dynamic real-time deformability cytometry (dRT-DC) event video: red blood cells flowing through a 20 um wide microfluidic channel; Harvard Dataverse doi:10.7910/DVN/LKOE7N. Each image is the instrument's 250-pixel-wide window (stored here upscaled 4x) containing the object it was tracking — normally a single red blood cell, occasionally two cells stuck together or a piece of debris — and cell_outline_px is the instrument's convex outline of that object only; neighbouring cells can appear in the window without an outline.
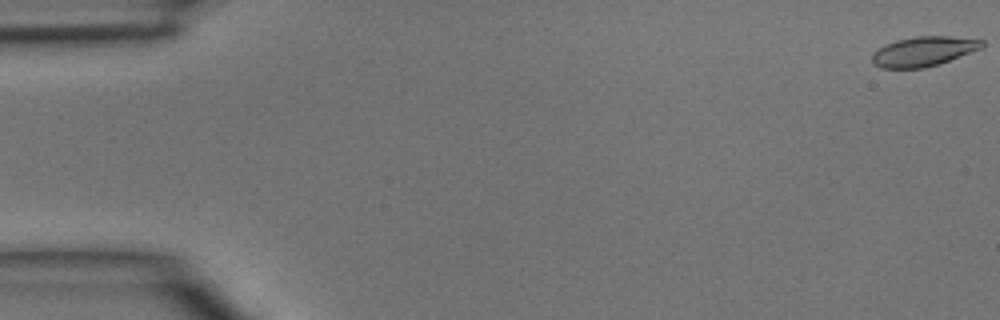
{"species": "common noctule bat (a hibernating species)", "species_latin": "Nyctalus noctula", "temperature_condition": "room temperature", "stored_images_in_passage": 45, "camera_frame_rate_fps": 3000, "um_per_image_px": 0.085, "animal": {"sex": "male", "body_mass_g": 15.6}, "frame": {"image": 1, "passage_image": 1, "time_ms": 0.0, "image_size_px": [1000, 320], "cell_outline_px": [[984, 48], [940, 64], [924, 68], [880, 68], [872, 60], [872, 52], [884, 44], [896, 40], [916, 36], [948, 36], [984, 40]], "centroid_in_image_um": [78.53, 4.36], "position_along_channel_um": 6.5, "area_um2": 19.25}}
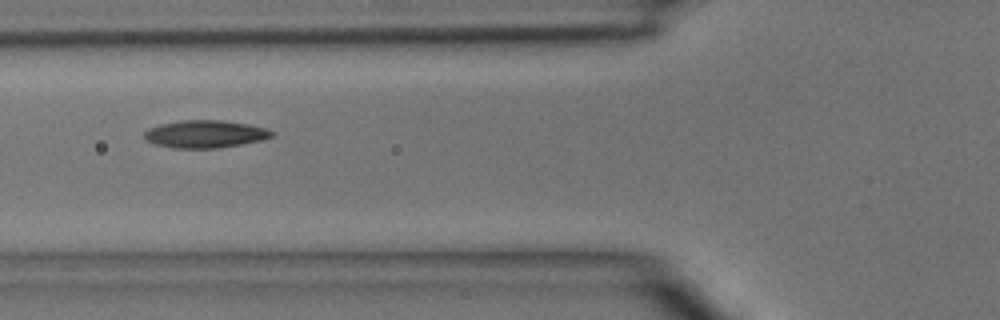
{"frame": {"image": 2, "passage_image": 18, "time_ms": 5.667, "image_size_px": [1000, 320], "cell_outline_px": [[272, 136], [264, 140], [216, 148], [172, 148], [156, 144], [144, 140], [144, 132], [148, 128], [160, 124], [180, 120], [224, 120], [248, 124], [264, 128], [272, 132]], "centroid_in_image_um": [17.39, 11.39], "position_along_channel_um": 108.4, "area_um2": 20.46}}
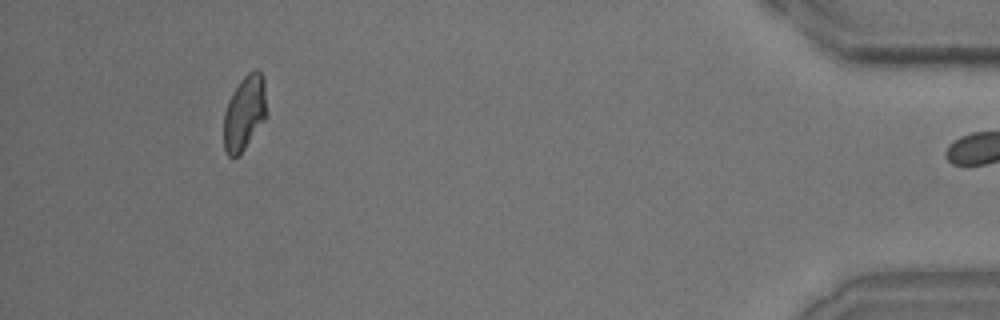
{"frame": {"image": 3, "passage_image": 44, "time_ms": 14.333, "image_size_px": [1000, 320], "cell_outline_px": [[268, 116], [244, 148], [236, 156], [228, 156], [224, 148], [224, 112], [228, 100], [232, 92], [240, 80], [248, 72], [256, 68], [260, 72], [264, 80], [268, 112]], "centroid_in_image_um": [20.8, 9.54], "position_along_channel_um": 414.4, "area_um2": 18.84}}